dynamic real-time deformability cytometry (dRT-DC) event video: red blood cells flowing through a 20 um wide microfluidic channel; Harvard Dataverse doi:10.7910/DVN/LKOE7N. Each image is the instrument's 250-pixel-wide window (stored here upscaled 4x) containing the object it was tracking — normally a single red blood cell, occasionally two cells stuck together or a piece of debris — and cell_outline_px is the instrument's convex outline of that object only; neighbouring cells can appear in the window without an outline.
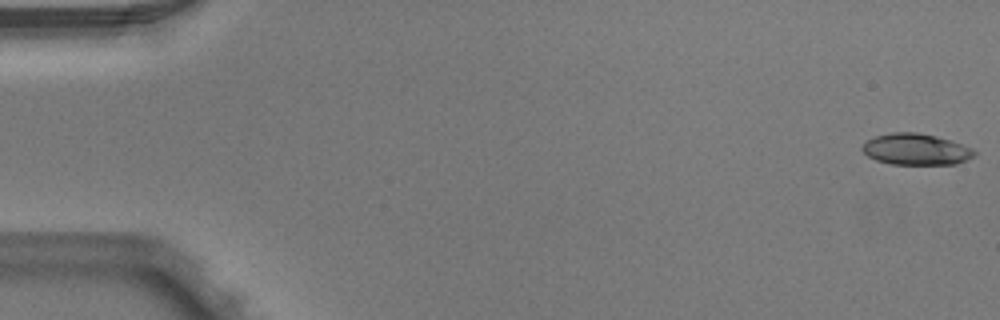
{"species": "Egyptian fruit bat (a non-hibernating species)", "species_latin": "Rousettus aegyptiacus", "temperature_condition": "warm", "stored_images_in_passage": 4, "camera_frame_rate_fps": 3000, "um_per_image_px": 0.085, "animal": {"sex": "male"}, "frame": {"image": 1, "passage_image": 1, "time_ms": 0.0, "image_size_px": [1000, 320], "cell_outline_px": [[976, 156], [956, 164], [892, 164], [876, 160], [868, 156], [860, 148], [868, 140], [876, 136], [892, 132], [916, 132], [936, 136], [952, 140], [972, 148], [976, 152]], "centroid_in_image_um": [77.89, 12.69], "position_along_channel_um": 7.1, "area_um2": 20.46}}
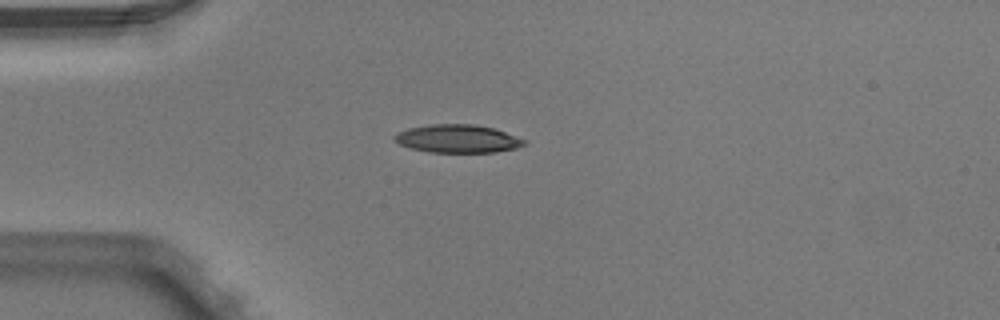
{"frame": {"image": 2, "passage_image": 4, "time_ms": 1.0, "image_size_px": [1000, 320], "cell_outline_px": [[528, 144], [516, 148], [496, 152], [428, 152], [412, 148], [400, 144], [392, 140], [392, 136], [396, 132], [408, 128], [432, 124], [476, 124], [492, 128], [528, 140]], "centroid_in_image_um": [38.89, 11.79], "position_along_channel_um": 46.1, "area_um2": 21.39}}